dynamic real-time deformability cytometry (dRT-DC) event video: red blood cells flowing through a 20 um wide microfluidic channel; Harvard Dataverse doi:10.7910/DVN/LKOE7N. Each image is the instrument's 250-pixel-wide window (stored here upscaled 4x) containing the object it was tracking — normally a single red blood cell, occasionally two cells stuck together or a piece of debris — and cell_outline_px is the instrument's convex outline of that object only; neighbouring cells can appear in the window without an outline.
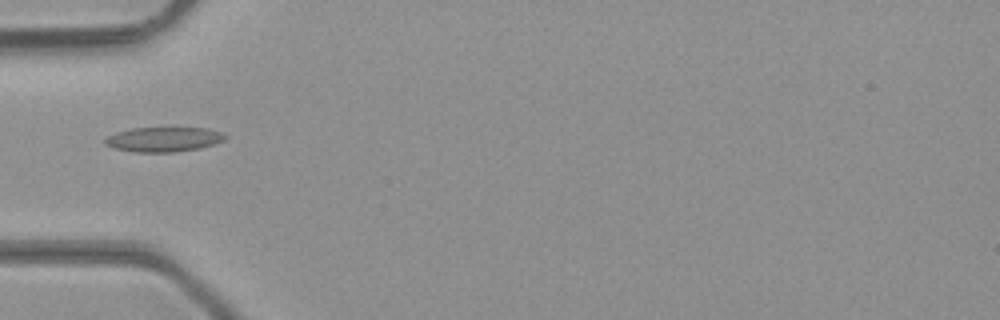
{"species": "common noctule bat (a hibernating species)", "species_latin": "Nyctalus noctula", "temperature_condition": "room temperature", "stored_images_in_passage": 29, "camera_frame_rate_fps": 3000, "um_per_image_px": 0.085, "animal": {"sex": "male", "body_mass_g": 23.1, "forearm_length_mm": 52.7}, "frame": {"image": 1, "passage_image": 1, "time_ms": 0.0, "image_size_px": [1000, 320], "cell_outline_px": [[228, 136], [224, 140], [200, 148], [172, 152], [136, 152], [116, 148], [104, 144], [104, 140], [108, 136], [116, 132], [132, 128], [208, 128], [220, 132]], "centroid_in_image_um": [13.91, 11.84], "position_along_channel_um": 71.1, "area_um2": 17.11}}
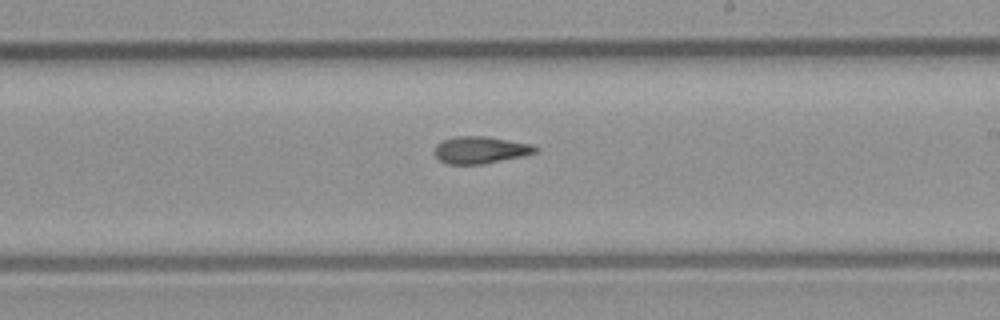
{"frame": {"image": 2, "passage_image": 13, "time_ms": 4.0, "image_size_px": [1000, 320], "cell_outline_px": [[540, 148], [536, 152], [524, 156], [484, 164], [448, 164], [440, 160], [432, 152], [436, 144], [444, 140], [456, 136], [484, 136], [532, 144]], "centroid_in_image_um": [40.83, 12.75], "position_along_channel_um": 248.2, "area_um2": 16.01}}
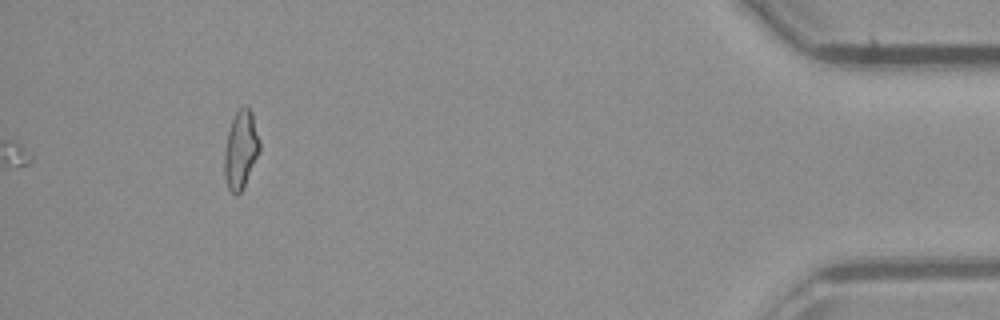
{"frame": {"image": 3, "passage_image": 29, "time_ms": 9.333, "image_size_px": [1000, 320], "cell_outline_px": [[260, 152], [240, 192], [236, 196], [228, 188], [224, 176], [224, 152], [228, 132], [232, 120], [236, 112], [240, 108], [248, 108], [252, 112], [260, 140]], "centroid_in_image_um": [20.46, 12.73], "position_along_channel_um": 414.7, "area_um2": 15.84}, "authors_computed_cell_mechanics": {"area_um2": 15.5482, "velocity_mm_per_s": 4.3833, "shape_relaxation_time_tau1_ms": null, "shape_relaxation_time_tau2_ms": 3.7521, "deformation_change_tau1": null, "deformation_change_tau2": 0.1271}}